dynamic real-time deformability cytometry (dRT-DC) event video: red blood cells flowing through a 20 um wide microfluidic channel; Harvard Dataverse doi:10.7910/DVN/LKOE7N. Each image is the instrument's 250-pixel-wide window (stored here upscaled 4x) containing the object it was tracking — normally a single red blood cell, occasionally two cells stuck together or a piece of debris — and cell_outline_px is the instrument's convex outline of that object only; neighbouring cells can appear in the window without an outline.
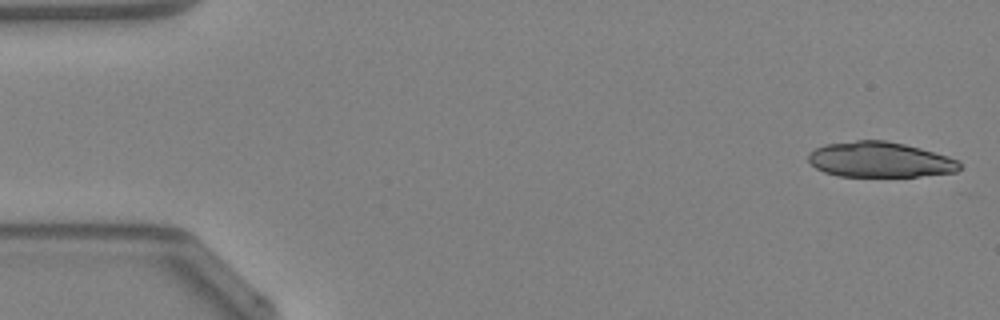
{"species": "Egyptian fruit bat (a non-hibernating species)", "species_latin": "Rousettus aegyptiacus", "temperature_condition": "warm", "stored_images_in_passage": 46, "camera_frame_rate_fps": 3000, "um_per_image_px": 0.085, "animal": {"sex": "female"}, "frame": {"image": 1, "passage_image": 1, "time_ms": 0.0, "image_size_px": [1000, 320], "cell_outline_px": [[960, 168], [956, 172], [916, 176], [840, 176], [824, 172], [816, 168], [808, 160], [808, 152], [824, 144], [856, 140], [884, 140], [904, 144], [920, 148], [948, 156], [956, 160], [960, 164]], "centroid_in_image_um": [74.75, 13.56], "position_along_channel_um": 10.2, "area_um2": 31.04}}